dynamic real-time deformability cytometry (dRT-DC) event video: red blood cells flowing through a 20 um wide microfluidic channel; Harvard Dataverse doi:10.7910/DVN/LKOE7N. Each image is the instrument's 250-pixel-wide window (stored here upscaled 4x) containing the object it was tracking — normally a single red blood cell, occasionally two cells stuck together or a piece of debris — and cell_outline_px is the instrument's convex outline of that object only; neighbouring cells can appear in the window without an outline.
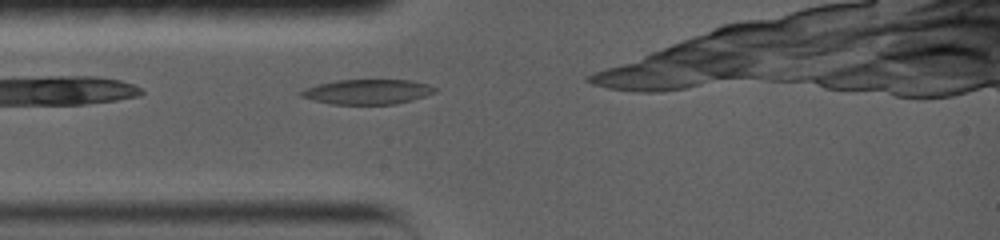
{"species": "common noctule bat (a hibernating species)", "species_latin": "Nyctalus noctula", "temperature_condition": "warm", "stored_images_in_passage": 10, "camera_frame_rate_fps": 5000, "um_per_image_px": 0.085, "animal": {"sex": "female", "body_mass_g": 19.0, "forearm_length_mm": 56.7}, "frame": {"image": 1, "passage_image": 1, "time_ms": 0.0, "image_size_px": [1000, 240], "cell_outline_px": [[436, 88], [432, 92], [408, 100], [392, 104], [336, 104], [316, 100], [304, 96], [300, 92], [308, 88], [320, 84], [340, 80], [408, 80], [424, 84]], "centroid_in_image_um": [31.22, 7.79], "position_along_channel_um": 53.8, "area_um2": 18.32}}
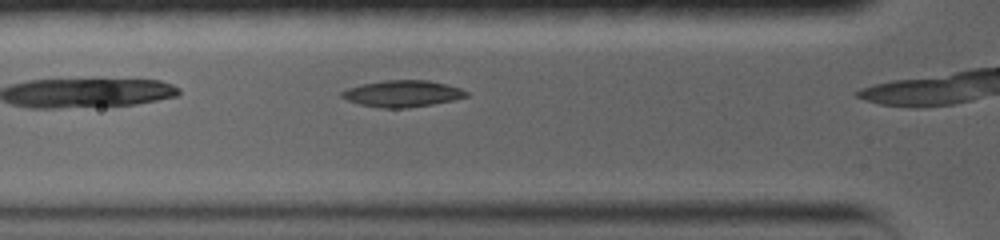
{"frame": {"image": 2, "passage_image": 7, "time_ms": 1.0, "image_size_px": [1000, 240], "cell_outline_px": [[464, 96], [448, 100], [428, 104], [396, 108], [388, 108], [360, 104], [344, 96], [340, 92], [364, 84], [384, 80], [428, 80], [444, 84], [456, 88], [464, 92]], "centroid_in_image_um": [34.15, 7.93], "position_along_channel_um": 91.6, "area_um2": 17.86}}